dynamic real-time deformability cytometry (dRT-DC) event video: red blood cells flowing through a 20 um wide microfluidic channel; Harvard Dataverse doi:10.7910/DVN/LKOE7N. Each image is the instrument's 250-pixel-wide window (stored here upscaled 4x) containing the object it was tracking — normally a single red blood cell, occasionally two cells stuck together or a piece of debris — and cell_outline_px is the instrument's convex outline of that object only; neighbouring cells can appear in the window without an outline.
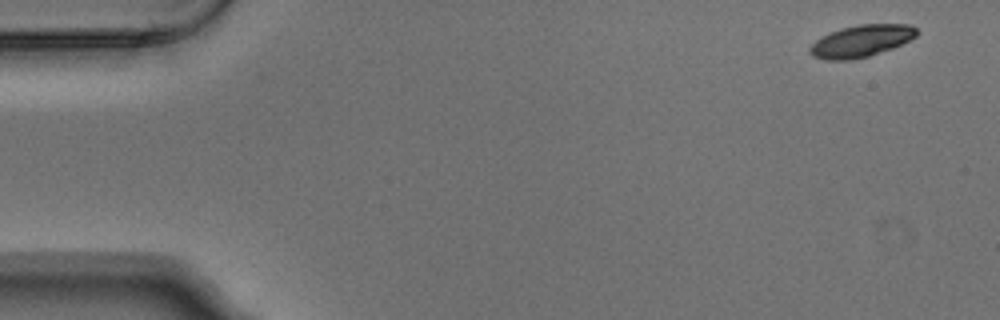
{"species": "Egyptian fruit bat (a non-hibernating species)", "species_latin": "Rousettus aegyptiacus", "temperature_condition": "warm", "stored_images_in_passage": 4, "camera_frame_rate_fps": 3000, "um_per_image_px": 0.085, "animal": {"sex": "male"}, "frame": {"image": 1, "passage_image": 1, "time_ms": 0.0, "image_size_px": [1000, 320], "cell_outline_px": [[916, 36], [892, 48], [868, 56], [848, 60], [824, 60], [812, 56], [808, 52], [808, 48], [820, 36], [840, 28], [856, 24], [908, 24], [916, 28]], "centroid_in_image_um": [73.13, 3.48], "position_along_channel_um": 11.9, "area_um2": 19.88}}
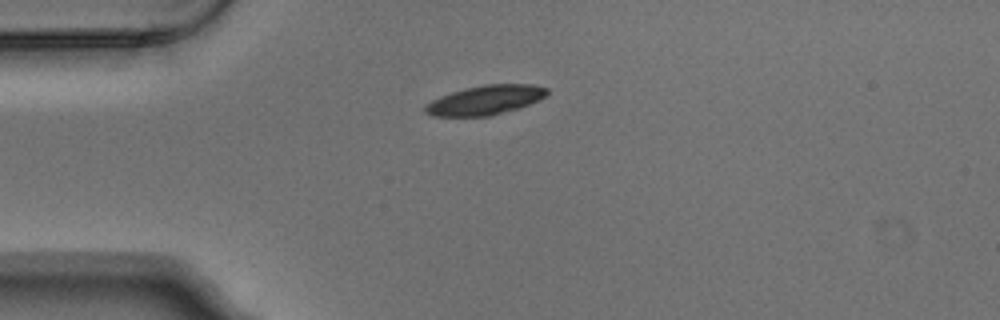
{"frame": {"image": 2, "passage_image": 4, "time_ms": 1.0, "image_size_px": [1000, 320], "cell_outline_px": [[548, 92], [540, 100], [516, 108], [488, 116], [432, 116], [424, 112], [424, 104], [440, 96], [464, 88], [484, 84], [532, 84], [548, 88]], "centroid_in_image_um": [41.21, 8.49], "position_along_channel_um": 43.8, "area_um2": 20.75}}